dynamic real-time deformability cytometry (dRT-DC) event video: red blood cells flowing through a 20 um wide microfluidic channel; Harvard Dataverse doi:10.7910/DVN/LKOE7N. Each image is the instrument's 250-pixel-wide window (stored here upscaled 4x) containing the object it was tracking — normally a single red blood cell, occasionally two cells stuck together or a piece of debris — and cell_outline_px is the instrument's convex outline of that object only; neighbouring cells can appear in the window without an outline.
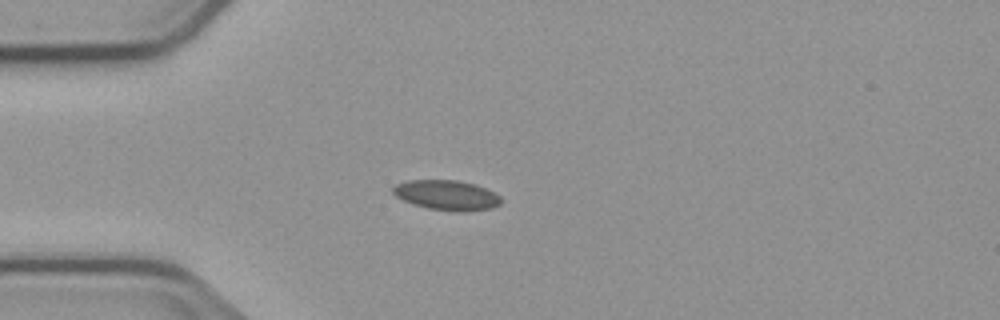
{"species": "common noctule bat (a hibernating species)", "species_latin": "Nyctalus noctula", "temperature_condition": "cold", "stored_images_in_passage": 3, "camera_frame_rate_fps": 3000, "um_per_image_px": 0.085, "animal": {"sex": "male", "body_mass_g": 23.1, "forearm_length_mm": 52.7}, "frame": {"image": 1, "passage_image": 3, "time_ms": 2.667, "image_size_px": [1000, 320], "cell_outline_px": [[504, 200], [500, 204], [492, 208], [464, 212], [460, 212], [428, 208], [412, 204], [396, 196], [392, 192], [392, 188], [396, 184], [408, 180], [456, 180], [476, 184], [500, 196]], "centroid_in_image_um": [37.98, 16.59], "position_along_channel_um": 47.0, "area_um2": 18.9}}